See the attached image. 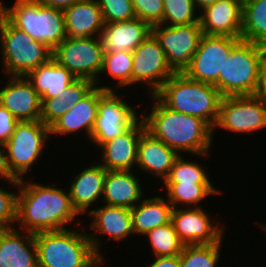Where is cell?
I'll use <instances>...</instances> for the list:
<instances>
[{"label":"cell","instance_id":"cell-1","mask_svg":"<svg viewBox=\"0 0 266 267\" xmlns=\"http://www.w3.org/2000/svg\"><path fill=\"white\" fill-rule=\"evenodd\" d=\"M20 179L17 195L16 229L29 233L56 231L81 225L72 207L68 189ZM33 181V182H32ZM67 190V191H66ZM77 219V221H76Z\"/></svg>","mask_w":266,"mask_h":267},{"label":"cell","instance_id":"cell-2","mask_svg":"<svg viewBox=\"0 0 266 267\" xmlns=\"http://www.w3.org/2000/svg\"><path fill=\"white\" fill-rule=\"evenodd\" d=\"M149 97L153 100L149 113L141 112L146 131L180 155L207 158L212 154L214 133L204 120L168 108L155 94Z\"/></svg>","mask_w":266,"mask_h":267},{"label":"cell","instance_id":"cell-3","mask_svg":"<svg viewBox=\"0 0 266 267\" xmlns=\"http://www.w3.org/2000/svg\"><path fill=\"white\" fill-rule=\"evenodd\" d=\"M155 95L168 108L200 118L214 129L223 97L214 85L195 81L184 73H175Z\"/></svg>","mask_w":266,"mask_h":267},{"label":"cell","instance_id":"cell-4","mask_svg":"<svg viewBox=\"0 0 266 267\" xmlns=\"http://www.w3.org/2000/svg\"><path fill=\"white\" fill-rule=\"evenodd\" d=\"M71 227L34 234L39 267H94L102 259L93 249L87 230Z\"/></svg>","mask_w":266,"mask_h":267},{"label":"cell","instance_id":"cell-5","mask_svg":"<svg viewBox=\"0 0 266 267\" xmlns=\"http://www.w3.org/2000/svg\"><path fill=\"white\" fill-rule=\"evenodd\" d=\"M12 6L2 2V14L33 40L53 51L66 37L63 10L42 5L37 0H15Z\"/></svg>","mask_w":266,"mask_h":267},{"label":"cell","instance_id":"cell-6","mask_svg":"<svg viewBox=\"0 0 266 267\" xmlns=\"http://www.w3.org/2000/svg\"><path fill=\"white\" fill-rule=\"evenodd\" d=\"M265 55L266 46L241 39L224 60L214 86L223 97L253 95Z\"/></svg>","mask_w":266,"mask_h":267},{"label":"cell","instance_id":"cell-7","mask_svg":"<svg viewBox=\"0 0 266 267\" xmlns=\"http://www.w3.org/2000/svg\"><path fill=\"white\" fill-rule=\"evenodd\" d=\"M52 57L42 42L33 40L0 14V66L4 76H26Z\"/></svg>","mask_w":266,"mask_h":267},{"label":"cell","instance_id":"cell-8","mask_svg":"<svg viewBox=\"0 0 266 267\" xmlns=\"http://www.w3.org/2000/svg\"><path fill=\"white\" fill-rule=\"evenodd\" d=\"M51 139L50 127L41 120L19 121L9 140L5 143L7 157L12 172L24 179L38 159L45 152ZM44 149V150H43Z\"/></svg>","mask_w":266,"mask_h":267},{"label":"cell","instance_id":"cell-9","mask_svg":"<svg viewBox=\"0 0 266 267\" xmlns=\"http://www.w3.org/2000/svg\"><path fill=\"white\" fill-rule=\"evenodd\" d=\"M52 58L76 78L97 81L103 66L104 47L100 36L66 37L53 51Z\"/></svg>","mask_w":266,"mask_h":267},{"label":"cell","instance_id":"cell-10","mask_svg":"<svg viewBox=\"0 0 266 267\" xmlns=\"http://www.w3.org/2000/svg\"><path fill=\"white\" fill-rule=\"evenodd\" d=\"M115 90L99 88V104L97 118L91 132L92 145L100 148L104 143L121 135L140 117L136 107Z\"/></svg>","mask_w":266,"mask_h":267},{"label":"cell","instance_id":"cell-11","mask_svg":"<svg viewBox=\"0 0 266 267\" xmlns=\"http://www.w3.org/2000/svg\"><path fill=\"white\" fill-rule=\"evenodd\" d=\"M250 134L266 128V104L254 95L224 96L213 129Z\"/></svg>","mask_w":266,"mask_h":267},{"label":"cell","instance_id":"cell-12","mask_svg":"<svg viewBox=\"0 0 266 267\" xmlns=\"http://www.w3.org/2000/svg\"><path fill=\"white\" fill-rule=\"evenodd\" d=\"M151 34L166 54L167 62L175 73H183L198 49L203 31L200 23L151 27Z\"/></svg>","mask_w":266,"mask_h":267},{"label":"cell","instance_id":"cell-13","mask_svg":"<svg viewBox=\"0 0 266 267\" xmlns=\"http://www.w3.org/2000/svg\"><path fill=\"white\" fill-rule=\"evenodd\" d=\"M240 40L230 36L203 34L196 53L183 73L195 81L215 85L219 74L223 73L224 60Z\"/></svg>","mask_w":266,"mask_h":267},{"label":"cell","instance_id":"cell-14","mask_svg":"<svg viewBox=\"0 0 266 267\" xmlns=\"http://www.w3.org/2000/svg\"><path fill=\"white\" fill-rule=\"evenodd\" d=\"M132 87L148 86L149 95L155 94L175 72L166 54L151 34L133 52ZM140 83V84H138Z\"/></svg>","mask_w":266,"mask_h":267},{"label":"cell","instance_id":"cell-15","mask_svg":"<svg viewBox=\"0 0 266 267\" xmlns=\"http://www.w3.org/2000/svg\"><path fill=\"white\" fill-rule=\"evenodd\" d=\"M211 216L202 207L175 208L172 211L171 223L184 245L223 242L226 227Z\"/></svg>","mask_w":266,"mask_h":267},{"label":"cell","instance_id":"cell-16","mask_svg":"<svg viewBox=\"0 0 266 267\" xmlns=\"http://www.w3.org/2000/svg\"><path fill=\"white\" fill-rule=\"evenodd\" d=\"M88 216L91 219V223L88 225L89 229L94 233L87 231V234L93 249L102 259L105 255L101 251V245L103 244L100 243L101 239L97 236L98 234L108 235L109 239H114L115 242H123L134 236L131 209L103 204L102 207L93 208Z\"/></svg>","mask_w":266,"mask_h":267},{"label":"cell","instance_id":"cell-17","mask_svg":"<svg viewBox=\"0 0 266 267\" xmlns=\"http://www.w3.org/2000/svg\"><path fill=\"white\" fill-rule=\"evenodd\" d=\"M0 88V104L18 121H37L41 116V99L24 76H6Z\"/></svg>","mask_w":266,"mask_h":267},{"label":"cell","instance_id":"cell-18","mask_svg":"<svg viewBox=\"0 0 266 267\" xmlns=\"http://www.w3.org/2000/svg\"><path fill=\"white\" fill-rule=\"evenodd\" d=\"M146 130L140 117L131 127L121 135L104 143L99 149L100 164L106 170H133L137 165L138 143L141 134ZM102 161V162H101ZM134 167V168H133Z\"/></svg>","mask_w":266,"mask_h":267},{"label":"cell","instance_id":"cell-19","mask_svg":"<svg viewBox=\"0 0 266 267\" xmlns=\"http://www.w3.org/2000/svg\"><path fill=\"white\" fill-rule=\"evenodd\" d=\"M97 161L94 160L91 166L77 172L67 187L72 207L78 215H88L93 205L97 207L96 203L102 201L107 170Z\"/></svg>","mask_w":266,"mask_h":267},{"label":"cell","instance_id":"cell-20","mask_svg":"<svg viewBox=\"0 0 266 267\" xmlns=\"http://www.w3.org/2000/svg\"><path fill=\"white\" fill-rule=\"evenodd\" d=\"M242 5L243 0H218L198 12L203 34L241 38Z\"/></svg>","mask_w":266,"mask_h":267},{"label":"cell","instance_id":"cell-21","mask_svg":"<svg viewBox=\"0 0 266 267\" xmlns=\"http://www.w3.org/2000/svg\"><path fill=\"white\" fill-rule=\"evenodd\" d=\"M98 104L99 87H95L50 126L51 138L57 136L62 138V136H70L84 130L85 138L88 137L87 141H89L97 118Z\"/></svg>","mask_w":266,"mask_h":267},{"label":"cell","instance_id":"cell-22","mask_svg":"<svg viewBox=\"0 0 266 267\" xmlns=\"http://www.w3.org/2000/svg\"><path fill=\"white\" fill-rule=\"evenodd\" d=\"M180 154L168 147L161 140L153 137L148 131H144L138 143L137 165L139 171L161 179V182L169 175L176 159Z\"/></svg>","mask_w":266,"mask_h":267},{"label":"cell","instance_id":"cell-23","mask_svg":"<svg viewBox=\"0 0 266 267\" xmlns=\"http://www.w3.org/2000/svg\"><path fill=\"white\" fill-rule=\"evenodd\" d=\"M0 267H39L34 234L16 227L0 230Z\"/></svg>","mask_w":266,"mask_h":267},{"label":"cell","instance_id":"cell-24","mask_svg":"<svg viewBox=\"0 0 266 267\" xmlns=\"http://www.w3.org/2000/svg\"><path fill=\"white\" fill-rule=\"evenodd\" d=\"M135 170H107L102 201L108 206L132 209L145 196Z\"/></svg>","mask_w":266,"mask_h":267},{"label":"cell","instance_id":"cell-25","mask_svg":"<svg viewBox=\"0 0 266 267\" xmlns=\"http://www.w3.org/2000/svg\"><path fill=\"white\" fill-rule=\"evenodd\" d=\"M151 35V26L134 18L129 21L105 23L101 39L104 53L133 52L146 38Z\"/></svg>","mask_w":266,"mask_h":267},{"label":"cell","instance_id":"cell-26","mask_svg":"<svg viewBox=\"0 0 266 267\" xmlns=\"http://www.w3.org/2000/svg\"><path fill=\"white\" fill-rule=\"evenodd\" d=\"M63 13L67 37L101 36L105 21L97 0H80Z\"/></svg>","mask_w":266,"mask_h":267},{"label":"cell","instance_id":"cell-27","mask_svg":"<svg viewBox=\"0 0 266 267\" xmlns=\"http://www.w3.org/2000/svg\"><path fill=\"white\" fill-rule=\"evenodd\" d=\"M164 196V197H163ZM145 197L131 209L134 236H144L150 230L171 222L173 206L165 195Z\"/></svg>","mask_w":266,"mask_h":267},{"label":"cell","instance_id":"cell-28","mask_svg":"<svg viewBox=\"0 0 266 267\" xmlns=\"http://www.w3.org/2000/svg\"><path fill=\"white\" fill-rule=\"evenodd\" d=\"M25 77L37 91L41 103L45 99L57 96L77 79L66 67L60 66L52 57Z\"/></svg>","mask_w":266,"mask_h":267},{"label":"cell","instance_id":"cell-29","mask_svg":"<svg viewBox=\"0 0 266 267\" xmlns=\"http://www.w3.org/2000/svg\"><path fill=\"white\" fill-rule=\"evenodd\" d=\"M167 201L175 208L204 207L201 201L221 194L214 184L163 183ZM200 204V205H199Z\"/></svg>","mask_w":266,"mask_h":267},{"label":"cell","instance_id":"cell-30","mask_svg":"<svg viewBox=\"0 0 266 267\" xmlns=\"http://www.w3.org/2000/svg\"><path fill=\"white\" fill-rule=\"evenodd\" d=\"M132 69H133V55L130 51L115 52V53H104L103 66L100 75L95 82V86L104 90H115V88L125 89L132 86ZM108 75L116 84L114 86L99 85L101 83V76ZM130 86V87H129Z\"/></svg>","mask_w":266,"mask_h":267},{"label":"cell","instance_id":"cell-31","mask_svg":"<svg viewBox=\"0 0 266 267\" xmlns=\"http://www.w3.org/2000/svg\"><path fill=\"white\" fill-rule=\"evenodd\" d=\"M241 39L266 46V0H243Z\"/></svg>","mask_w":266,"mask_h":267},{"label":"cell","instance_id":"cell-32","mask_svg":"<svg viewBox=\"0 0 266 267\" xmlns=\"http://www.w3.org/2000/svg\"><path fill=\"white\" fill-rule=\"evenodd\" d=\"M222 244L224 243L184 245L179 254L180 267H217L222 260Z\"/></svg>","mask_w":266,"mask_h":267},{"label":"cell","instance_id":"cell-33","mask_svg":"<svg viewBox=\"0 0 266 267\" xmlns=\"http://www.w3.org/2000/svg\"><path fill=\"white\" fill-rule=\"evenodd\" d=\"M184 156L180 155L176 159L163 183L214 184L208 176L210 172L207 171V166L191 159L188 161Z\"/></svg>","mask_w":266,"mask_h":267},{"label":"cell","instance_id":"cell-34","mask_svg":"<svg viewBox=\"0 0 266 267\" xmlns=\"http://www.w3.org/2000/svg\"><path fill=\"white\" fill-rule=\"evenodd\" d=\"M144 237H148L153 257L177 256L184 247L171 222L150 230Z\"/></svg>","mask_w":266,"mask_h":267},{"label":"cell","instance_id":"cell-35","mask_svg":"<svg viewBox=\"0 0 266 267\" xmlns=\"http://www.w3.org/2000/svg\"><path fill=\"white\" fill-rule=\"evenodd\" d=\"M163 3L164 25L175 26L200 23L194 0H163Z\"/></svg>","mask_w":266,"mask_h":267},{"label":"cell","instance_id":"cell-36","mask_svg":"<svg viewBox=\"0 0 266 267\" xmlns=\"http://www.w3.org/2000/svg\"><path fill=\"white\" fill-rule=\"evenodd\" d=\"M105 23L129 21L136 18L132 0H97Z\"/></svg>","mask_w":266,"mask_h":267},{"label":"cell","instance_id":"cell-37","mask_svg":"<svg viewBox=\"0 0 266 267\" xmlns=\"http://www.w3.org/2000/svg\"><path fill=\"white\" fill-rule=\"evenodd\" d=\"M136 18L147 22L151 27L163 24V0H132Z\"/></svg>","mask_w":266,"mask_h":267},{"label":"cell","instance_id":"cell-38","mask_svg":"<svg viewBox=\"0 0 266 267\" xmlns=\"http://www.w3.org/2000/svg\"><path fill=\"white\" fill-rule=\"evenodd\" d=\"M95 87L96 86L93 81L84 78H77L69 86L63 89L62 92L55 96V100H62L64 107L71 109L75 103L82 100Z\"/></svg>","mask_w":266,"mask_h":267},{"label":"cell","instance_id":"cell-39","mask_svg":"<svg viewBox=\"0 0 266 267\" xmlns=\"http://www.w3.org/2000/svg\"><path fill=\"white\" fill-rule=\"evenodd\" d=\"M17 195L0 186V230L15 228L17 220ZM15 223V224H14Z\"/></svg>","mask_w":266,"mask_h":267},{"label":"cell","instance_id":"cell-40","mask_svg":"<svg viewBox=\"0 0 266 267\" xmlns=\"http://www.w3.org/2000/svg\"><path fill=\"white\" fill-rule=\"evenodd\" d=\"M68 107H64L62 100H55V97L45 99L41 103L40 120L46 125L51 126L58 118L68 111Z\"/></svg>","mask_w":266,"mask_h":267},{"label":"cell","instance_id":"cell-41","mask_svg":"<svg viewBox=\"0 0 266 267\" xmlns=\"http://www.w3.org/2000/svg\"><path fill=\"white\" fill-rule=\"evenodd\" d=\"M19 121L10 113L8 109L0 104V142L6 143L12 136Z\"/></svg>","mask_w":266,"mask_h":267},{"label":"cell","instance_id":"cell-42","mask_svg":"<svg viewBox=\"0 0 266 267\" xmlns=\"http://www.w3.org/2000/svg\"><path fill=\"white\" fill-rule=\"evenodd\" d=\"M1 178L4 180V182L6 181L5 184L9 183L12 188L14 186L13 189H18L20 179L12 172L9 165L5 144L0 142V180H2Z\"/></svg>","mask_w":266,"mask_h":267},{"label":"cell","instance_id":"cell-43","mask_svg":"<svg viewBox=\"0 0 266 267\" xmlns=\"http://www.w3.org/2000/svg\"><path fill=\"white\" fill-rule=\"evenodd\" d=\"M253 95L266 104V55L260 67L258 84Z\"/></svg>","mask_w":266,"mask_h":267},{"label":"cell","instance_id":"cell-44","mask_svg":"<svg viewBox=\"0 0 266 267\" xmlns=\"http://www.w3.org/2000/svg\"><path fill=\"white\" fill-rule=\"evenodd\" d=\"M147 267H180L179 255L155 257Z\"/></svg>","mask_w":266,"mask_h":267},{"label":"cell","instance_id":"cell-45","mask_svg":"<svg viewBox=\"0 0 266 267\" xmlns=\"http://www.w3.org/2000/svg\"><path fill=\"white\" fill-rule=\"evenodd\" d=\"M37 1L42 5L64 10L68 7H71L74 3L79 2L80 0H37Z\"/></svg>","mask_w":266,"mask_h":267},{"label":"cell","instance_id":"cell-46","mask_svg":"<svg viewBox=\"0 0 266 267\" xmlns=\"http://www.w3.org/2000/svg\"><path fill=\"white\" fill-rule=\"evenodd\" d=\"M218 0H194L196 9L199 10V12L201 10H203L205 7L212 5L214 3H216Z\"/></svg>","mask_w":266,"mask_h":267},{"label":"cell","instance_id":"cell-47","mask_svg":"<svg viewBox=\"0 0 266 267\" xmlns=\"http://www.w3.org/2000/svg\"><path fill=\"white\" fill-rule=\"evenodd\" d=\"M105 259H101L94 267H100V266H102L104 263H105Z\"/></svg>","mask_w":266,"mask_h":267},{"label":"cell","instance_id":"cell-48","mask_svg":"<svg viewBox=\"0 0 266 267\" xmlns=\"http://www.w3.org/2000/svg\"><path fill=\"white\" fill-rule=\"evenodd\" d=\"M258 226L260 227V228H262V231L264 230V233L266 232V224H263V223H258Z\"/></svg>","mask_w":266,"mask_h":267},{"label":"cell","instance_id":"cell-49","mask_svg":"<svg viewBox=\"0 0 266 267\" xmlns=\"http://www.w3.org/2000/svg\"><path fill=\"white\" fill-rule=\"evenodd\" d=\"M2 0H0V14H1V12H2V2H1Z\"/></svg>","mask_w":266,"mask_h":267}]
</instances>
